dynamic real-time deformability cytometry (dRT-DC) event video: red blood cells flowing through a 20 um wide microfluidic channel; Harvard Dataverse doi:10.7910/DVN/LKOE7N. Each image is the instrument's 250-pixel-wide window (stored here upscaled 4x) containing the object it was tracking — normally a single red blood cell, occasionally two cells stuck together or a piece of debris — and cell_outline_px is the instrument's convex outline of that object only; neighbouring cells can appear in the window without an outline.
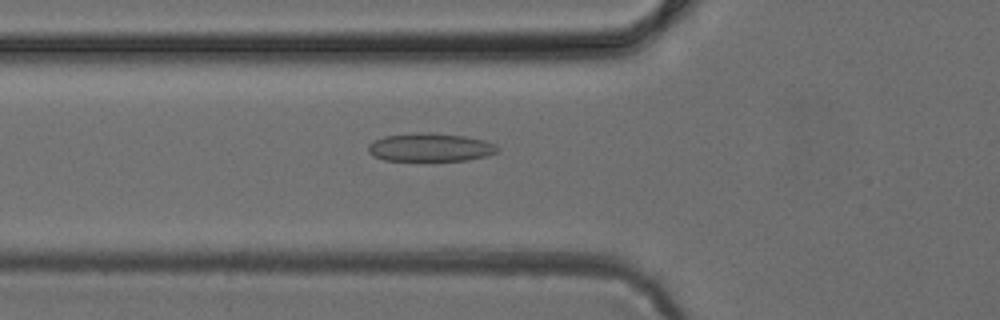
{"species": "common noctule bat (a hibernating species)", "species_latin": "Nyctalus noctula", "temperature_condition": "cold", "stored_images_in_passage": 48, "camera_frame_rate_fps": 3000, "um_per_image_px": 0.085, "animal": {"sex": "female", "body_mass_g": 24.6, "forearm_length_mm": 56.2}, "frame": {"image": 1, "passage_image": 17, "time_ms": 5.333, "image_size_px": [1000, 320], "cell_outline_px": [[500, 148], [496, 152], [484, 156], [468, 160], [384, 160], [372, 156], [368, 152], [368, 144], [384, 136], [416, 132], [432, 132], [464, 136], [484, 140], [496, 144]], "centroid_in_image_um": [36.56, 12.51], "position_along_channel_um": 89.2, "area_um2": 21.33}}
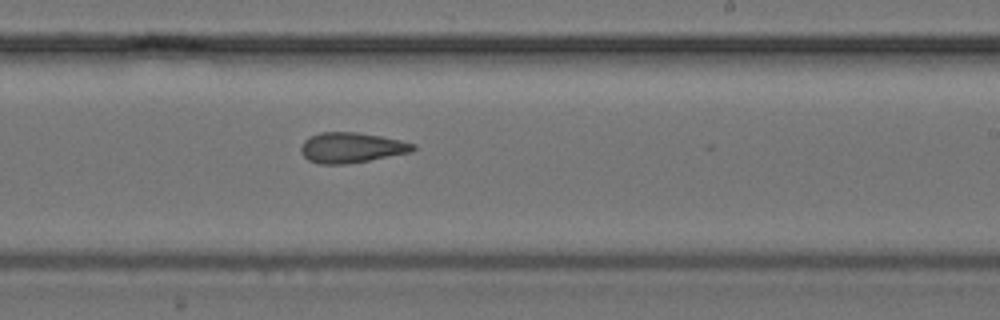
{"frame": {"image": 2, "passage_image": 29, "time_ms": 9.333, "image_size_px": [1000, 320], "cell_outline_px": [[416, 148], [412, 152], [368, 160], [344, 164], [320, 164], [308, 160], [300, 152], [300, 148], [304, 140], [320, 132], [356, 132], [380, 136], [400, 140], [416, 144]], "centroid_in_image_um": [29.87, 12.55], "position_along_channel_um": 259.1, "area_um2": 19.71}}
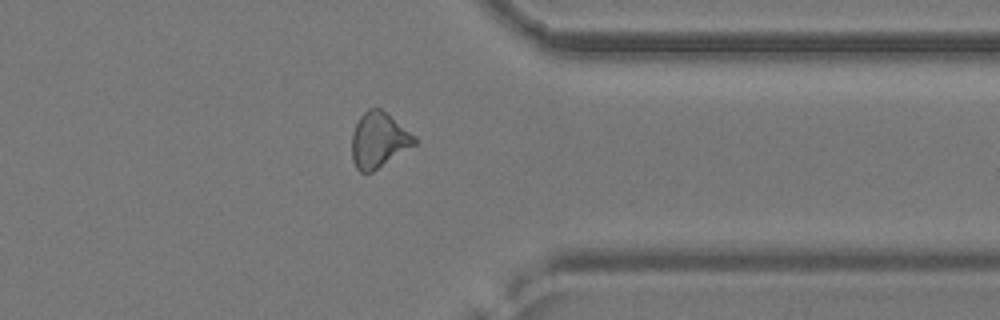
{"frame": {"image": 3, "passage_image": 38, "time_ms": 12.333, "image_size_px": [1000, 320], "cell_outline_px": [[416, 144], [372, 172], [360, 172], [356, 168], [352, 160], [352, 132], [360, 116], [368, 108], [380, 108], [416, 136]], "centroid_in_image_um": [32.17, 11.91], "position_along_channel_um": 379.2, "area_um2": 20.06}}